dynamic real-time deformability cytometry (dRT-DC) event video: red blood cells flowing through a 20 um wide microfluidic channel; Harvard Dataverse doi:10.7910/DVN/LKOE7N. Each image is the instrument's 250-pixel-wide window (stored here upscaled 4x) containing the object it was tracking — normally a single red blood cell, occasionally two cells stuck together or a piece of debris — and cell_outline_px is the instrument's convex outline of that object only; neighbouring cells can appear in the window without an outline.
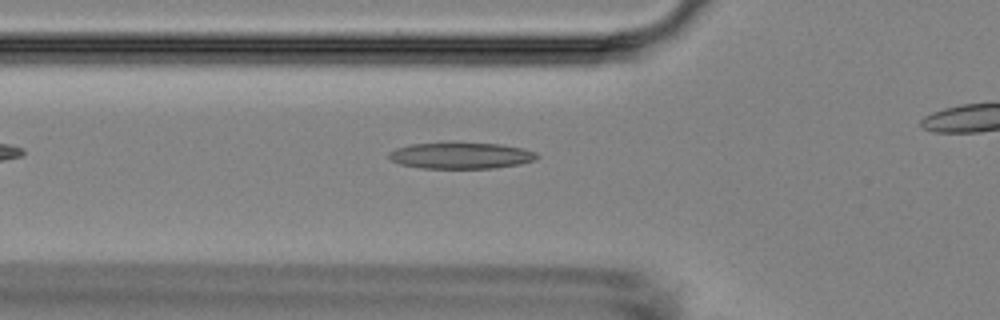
{"species": "Egyptian fruit bat (a non-hibernating species)", "species_latin": "Rousettus aegyptiacus", "temperature_condition": "room temperature", "stored_images_in_passage": 29, "camera_frame_rate_fps": 3000, "um_per_image_px": 0.085, "animal": {"sex": "female"}, "frame": {"image": 1, "passage_image": 3, "time_ms": 0.667, "image_size_px": [1000, 320], "cell_outline_px": [[540, 156], [536, 160], [520, 164], [496, 168], [420, 168], [400, 164], [392, 160], [388, 156], [388, 152], [396, 148], [412, 144], [500, 144], [524, 148], [536, 152]], "centroid_in_image_um": [39.23, 13.24], "position_along_channel_um": 86.6, "area_um2": 22.37}}
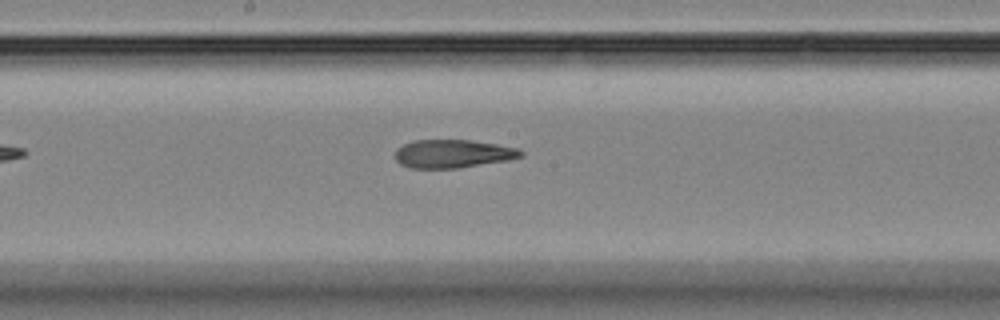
{"frame": {"image": 2, "passage_image": 13, "time_ms": 4.0, "image_size_px": [1000, 320], "cell_outline_px": [[524, 156], [508, 160], [456, 168], [408, 168], [400, 164], [396, 160], [396, 148], [412, 140], [468, 140], [496, 144], [520, 148], [524, 152]], "centroid_in_image_um": [38.5, 13.06], "position_along_channel_um": 209.7, "area_um2": 20.75}}
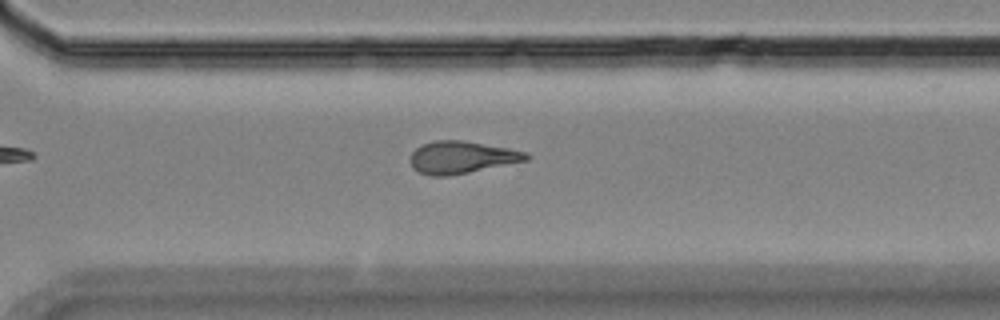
{"frame": {"image": 3, "passage_image": 23, "time_ms": 7.333, "image_size_px": [1000, 320], "cell_outline_px": [[528, 160], [448, 176], [428, 176], [412, 168], [412, 152], [416, 148], [424, 144], [436, 140], [460, 140], [508, 148], [528, 152]], "centroid_in_image_um": [39.24, 13.37], "position_along_channel_um": 331.4, "area_um2": 21.44}}